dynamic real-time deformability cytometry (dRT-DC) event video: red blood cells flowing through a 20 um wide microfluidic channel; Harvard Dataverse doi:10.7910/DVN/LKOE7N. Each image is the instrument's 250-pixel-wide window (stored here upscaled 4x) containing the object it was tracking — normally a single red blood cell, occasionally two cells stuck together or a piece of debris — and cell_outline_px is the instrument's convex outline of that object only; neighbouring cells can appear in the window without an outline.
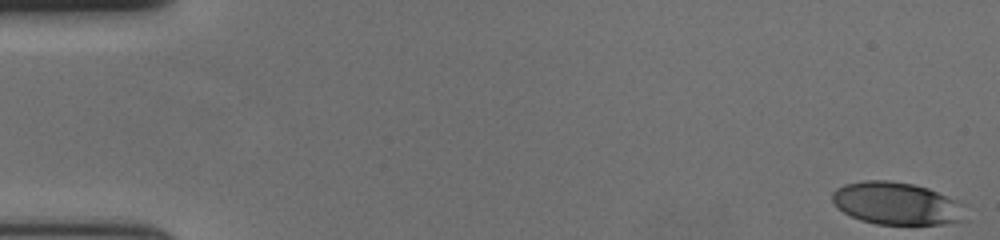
{"species": "human", "species_latin": "Homo sapiens", "temperature_condition": "cold", "stored_images_in_passage": 57, "camera_frame_rate_fps": 3000, "um_per_image_px": 0.085, "donor": {"sex": "female"}, "frame": {"image": 1, "passage_image": 1, "time_ms": 0.0, "image_size_px": [1000, 240], "cell_outline_px": [[968, 220], [940, 224], [876, 224], [860, 220], [844, 212], [832, 200], [832, 192], [836, 188], [844, 184], [864, 180], [888, 180], [912, 184], [928, 188], [956, 200], [964, 204]], "centroid_in_image_um": [76.25, 17.3], "position_along_channel_um": 8.7, "area_um2": 33.12}}
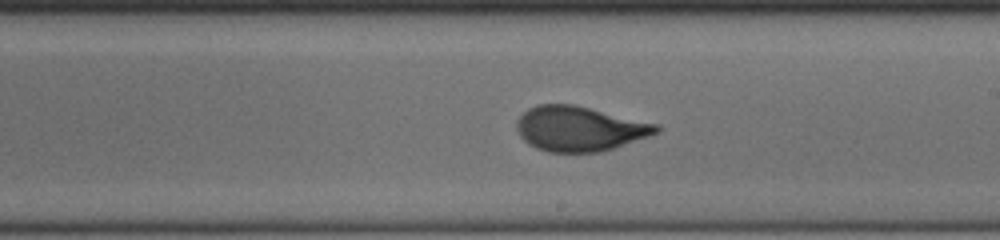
{"frame": {"image": 2, "passage_image": 33, "time_ms": 10.667, "image_size_px": [1000, 240], "cell_outline_px": [[660, 132], [600, 152], [548, 152], [536, 148], [528, 144], [520, 136], [516, 128], [516, 120], [528, 108], [536, 104], [572, 104], [660, 124]], "centroid_in_image_um": [49.24, 10.93], "position_along_channel_um": 239.8, "area_um2": 36.47}}
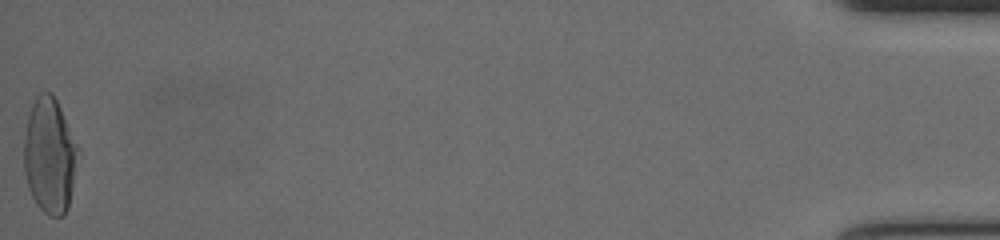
{"frame": {"image": 3, "passage_image": 57, "time_ms": 18.667, "image_size_px": [1000, 240], "cell_outline_px": [[80, 152], [68, 208], [64, 216], [48, 216], [36, 204], [28, 188], [24, 172], [24, 136], [28, 116], [32, 104], [36, 96], [40, 92], [52, 92], [80, 148]], "centroid_in_image_um": [4.23, 13.24], "position_along_channel_um": 431.0, "area_um2": 36.76}, "authors_computed_cell_mechanics": {"area_um2": 35.3158, "velocity_mm_per_s": 3.6471, "shape_relaxation_time_tau1_ms": 5.3827, "shape_relaxation_time_tau2_ms": null, "deformation_change_tau1": 0.2173, "deformation_change_tau2": null}}